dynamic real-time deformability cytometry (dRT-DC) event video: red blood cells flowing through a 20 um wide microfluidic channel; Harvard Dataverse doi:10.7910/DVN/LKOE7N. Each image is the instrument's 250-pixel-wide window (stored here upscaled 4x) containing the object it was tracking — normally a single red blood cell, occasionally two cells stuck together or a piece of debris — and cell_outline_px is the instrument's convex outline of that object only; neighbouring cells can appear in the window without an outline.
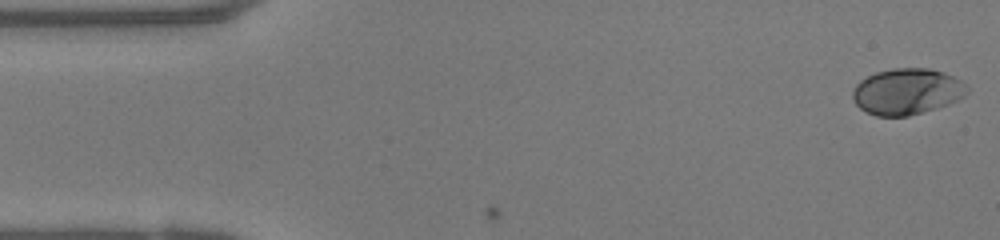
{"species": "human", "species_latin": "Homo sapiens", "temperature_condition": "warm", "stored_images_in_passage": 49, "camera_frame_rate_fps": 3000, "um_per_image_px": 0.085, "donor": {"sex": "female"}, "frame": {"image": 1, "passage_image": 1, "time_ms": 0.0, "image_size_px": [1000, 240], "cell_outline_px": [[968, 92], [964, 96], [948, 104], [936, 108], [908, 116], [876, 116], [860, 108], [852, 100], [852, 92], [856, 84], [860, 80], [876, 72], [896, 68], [928, 68], [944, 72], [960, 80], [968, 88]], "centroid_in_image_um": [77.07, 7.78], "position_along_channel_um": 7.9, "area_um2": 30.63}}
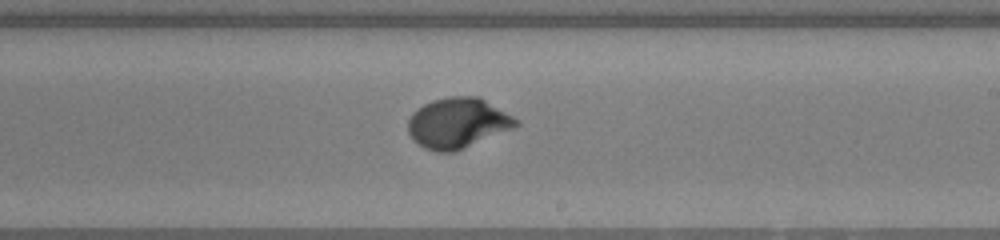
{"frame": {"image": 2, "passage_image": 28, "time_ms": 9.0, "image_size_px": [1000, 240], "cell_outline_px": [[520, 124], [512, 128], [456, 152], [436, 152], [424, 148], [412, 140], [408, 132], [408, 120], [412, 112], [424, 104], [432, 100], [448, 96], [480, 96], [520, 120]], "centroid_in_image_um": [38.89, 10.45], "position_along_channel_um": 250.1, "area_um2": 31.96}}
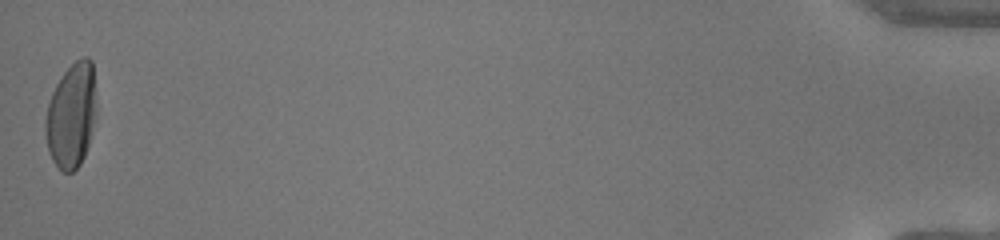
{"frame": {"image": 3, "passage_image": 49, "time_ms": 16.0, "image_size_px": [1000, 240], "cell_outline_px": [[96, 116], [88, 144], [84, 156], [80, 164], [72, 172], [64, 172], [52, 160], [48, 152], [44, 132], [44, 120], [48, 104], [52, 92], [56, 84], [64, 72], [76, 60], [84, 56], [88, 56], [92, 60], [96, 108]], "centroid_in_image_um": [6.05, 9.81], "position_along_channel_um": 429.1, "area_um2": 31.21}, "authors_computed_cell_mechanics": {"area_um2": 30.345, "velocity_mm_per_s": 4.0757, "shape_relaxation_time_tau1_ms": 2.922, "shape_relaxation_time_tau2_ms": null, "deformation_change_tau1": 0.1929, "deformation_change_tau2": null}}